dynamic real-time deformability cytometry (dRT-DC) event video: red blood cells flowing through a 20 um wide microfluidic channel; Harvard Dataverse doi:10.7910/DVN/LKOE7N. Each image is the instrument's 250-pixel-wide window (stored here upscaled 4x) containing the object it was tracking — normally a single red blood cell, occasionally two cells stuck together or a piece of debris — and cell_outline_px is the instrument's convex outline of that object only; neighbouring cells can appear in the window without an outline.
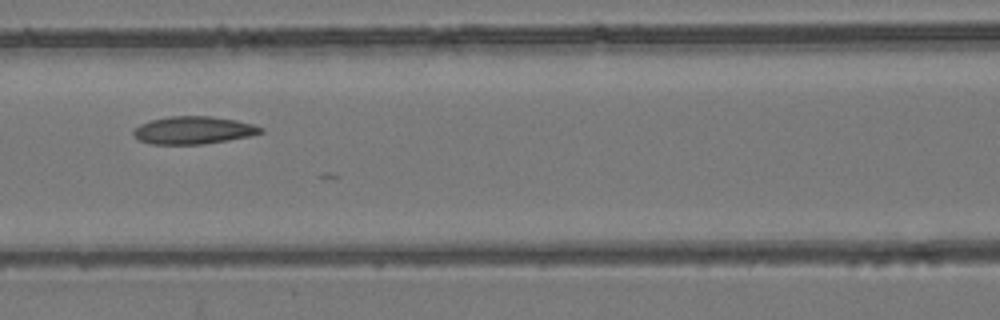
{"species": "common noctule bat (a hibernating species)", "species_latin": "Nyctalus noctula", "temperature_condition": "room temperature", "stored_images_in_passage": 3, "camera_frame_rate_fps": 3000, "um_per_image_px": 0.085, "animal": {"sex": "female", "body_mass_g": 24.6, "forearm_length_mm": 56.2}, "frame": {"image": 1, "passage_image": 3, "time_ms": 0.667, "image_size_px": [1000, 320], "cell_outline_px": [[264, 132], [248, 136], [228, 140], [204, 144], [152, 144], [140, 140], [132, 132], [140, 124], [152, 120], [168, 116], [208, 116], [236, 120], [252, 124], [264, 128]], "centroid_in_image_um": [16.46, 11.07], "position_along_channel_um": 150.1, "area_um2": 20.29}}